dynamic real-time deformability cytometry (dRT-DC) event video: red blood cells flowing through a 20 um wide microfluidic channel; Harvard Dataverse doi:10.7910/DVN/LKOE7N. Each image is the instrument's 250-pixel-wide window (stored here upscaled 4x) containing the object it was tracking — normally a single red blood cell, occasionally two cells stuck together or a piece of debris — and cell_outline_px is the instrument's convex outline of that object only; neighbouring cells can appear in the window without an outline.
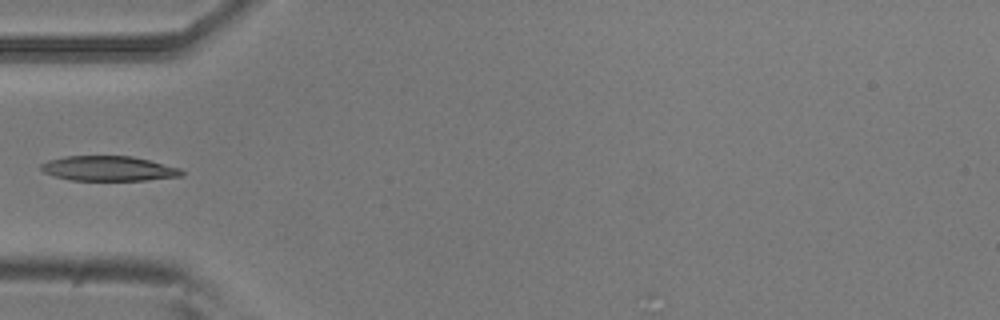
{"species": "common noctule bat (a hibernating species)", "species_latin": "Nyctalus noctula", "temperature_condition": "room temperature", "stored_images_in_passage": 19, "camera_frame_rate_fps": 3000, "um_per_image_px": 0.085, "animal": {"sex": "male", "body_mass_g": 20.5, "forearm_length_mm": 52.5}, "frame": {"image": 1, "passage_image": 1, "time_ms": 0.0, "image_size_px": [1000, 320], "cell_outline_px": [[184, 176], [148, 180], [68, 180], [44, 172], [40, 168], [40, 164], [48, 160], [64, 156], [132, 156], [180, 168], [184, 172]], "centroid_in_image_um": [9.23, 14.32], "position_along_channel_um": 75.8, "area_um2": 20.4}}
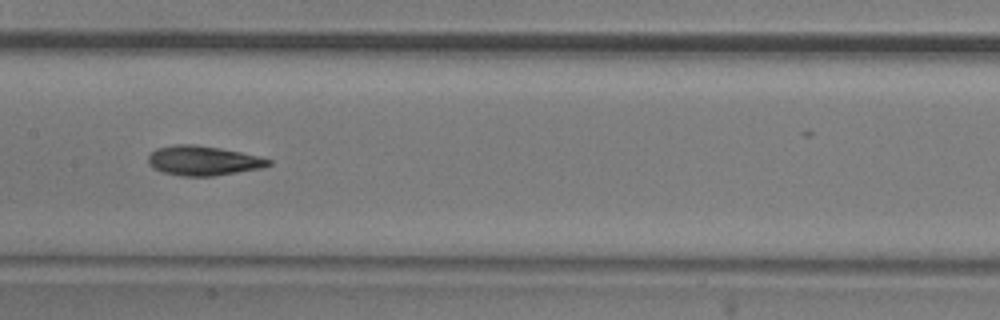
{"frame": {"image": 2, "passage_image": 10, "time_ms": 3.0, "image_size_px": [1000, 320], "cell_outline_px": [[272, 164], [264, 168], [212, 176], [180, 176], [164, 172], [152, 168], [148, 164], [148, 156], [156, 148], [172, 144], [192, 144], [220, 148], [240, 152], [272, 160]], "centroid_in_image_um": [17.25, 13.65], "position_along_channel_um": 190.2, "area_um2": 20.81}}
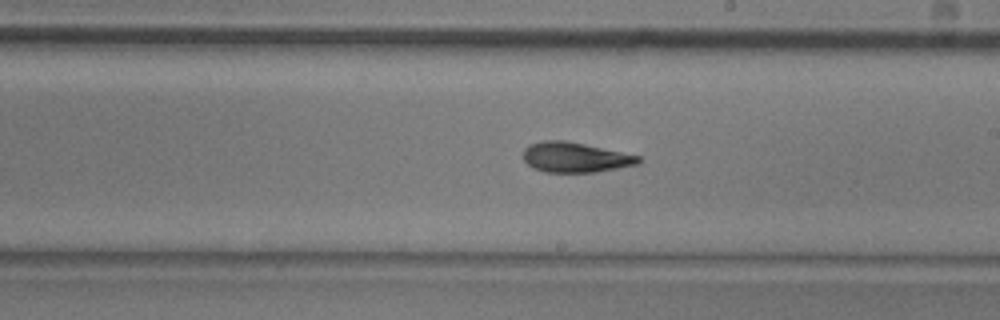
{"frame": {"image": 3, "passage_image": 14, "time_ms": 4.333, "image_size_px": [1000, 320], "cell_outline_px": [[640, 164], [596, 172], [544, 172], [532, 168], [524, 160], [524, 148], [528, 144], [544, 140], [564, 140], [584, 144], [640, 156]], "centroid_in_image_um": [48.87, 13.37], "position_along_channel_um": 240.1, "area_um2": 20.17}}